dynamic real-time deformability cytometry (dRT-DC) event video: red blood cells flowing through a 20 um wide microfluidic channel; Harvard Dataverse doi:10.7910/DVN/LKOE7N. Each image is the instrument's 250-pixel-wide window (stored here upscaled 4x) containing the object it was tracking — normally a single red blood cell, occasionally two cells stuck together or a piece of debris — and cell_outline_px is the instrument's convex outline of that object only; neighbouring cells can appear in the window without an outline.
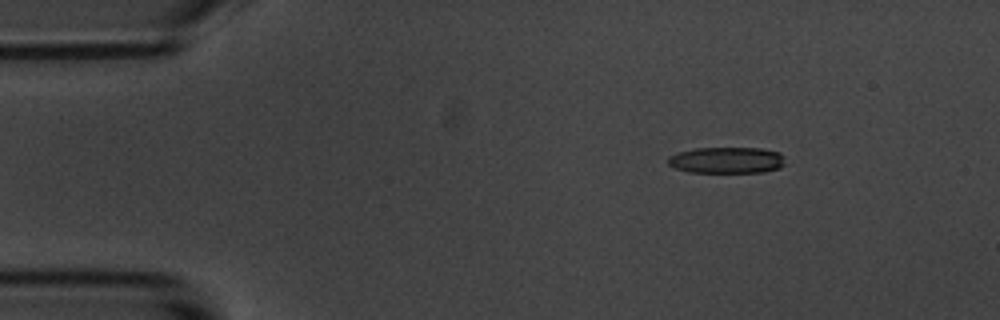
{"species": "common noctule bat (a hibernating species)", "species_latin": "Nyctalus noctula", "temperature_condition": "room temperature", "stored_images_in_passage": 49, "camera_frame_rate_fps": 3000, "um_per_image_px": 0.085, "animal": {"sex": "male", "body_mass_g": 20.1, "forearm_length_mm": 53.5}, "frame": {"image": 1, "passage_image": 1, "time_ms": 0.0, "image_size_px": [1000, 320], "cell_outline_px": [[784, 164], [780, 168], [764, 172], [688, 172], [676, 168], [668, 164], [668, 156], [680, 152], [696, 148], [760, 148], [780, 152], [784, 156]], "centroid_in_image_um": [61.8, 13.61], "position_along_channel_um": 23.2, "area_um2": 17.98}}
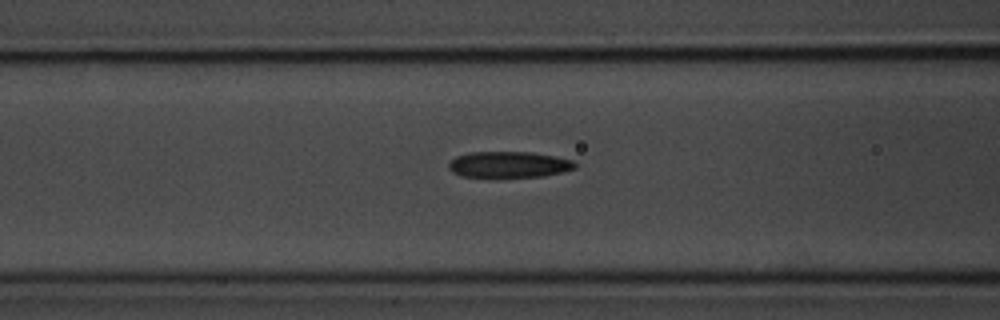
{"frame": {"image": 2, "passage_image": 15, "time_ms": 4.667, "image_size_px": [1000, 320], "cell_outline_px": [[576, 168], [544, 176], [496, 180], [460, 176], [452, 172], [448, 168], [448, 164], [456, 156], [472, 152], [532, 152], [556, 156], [572, 160], [576, 164]], "centroid_in_image_um": [43.21, 14.04], "position_along_channel_um": 123.4, "area_um2": 20.17}}
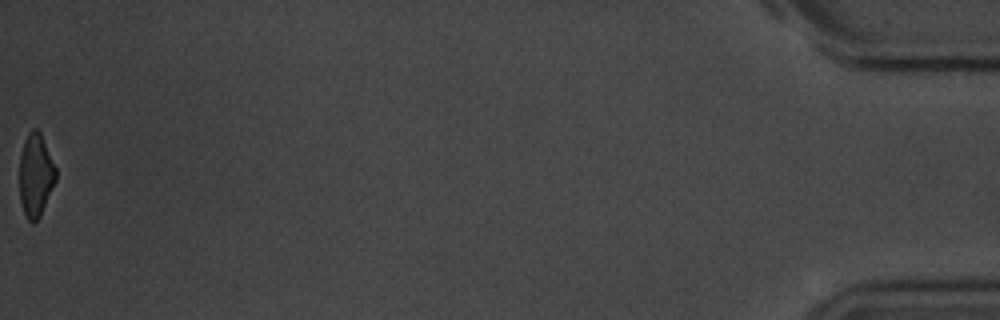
{"frame": {"image": 3, "passage_image": 49, "time_ms": 16.0, "image_size_px": [1000, 320], "cell_outline_px": [[56, 180], [40, 216], [32, 224], [28, 220], [24, 212], [20, 200], [20, 156], [28, 132], [32, 128], [36, 128], [40, 132], [56, 168]], "centroid_in_image_um": [3.03, 14.89], "position_along_channel_um": 432.2, "area_um2": 17.34}, "authors_computed_cell_mechanics": {"area_um2": 19.7676, "velocity_mm_per_s": 3.6138, "shape_relaxation_time_tau1_ms": 3.7538, "shape_relaxation_time_tau2_ms": 2.0328, "deformation_change_tau1": 0.1431, "deformation_change_tau2": 0.1131}}